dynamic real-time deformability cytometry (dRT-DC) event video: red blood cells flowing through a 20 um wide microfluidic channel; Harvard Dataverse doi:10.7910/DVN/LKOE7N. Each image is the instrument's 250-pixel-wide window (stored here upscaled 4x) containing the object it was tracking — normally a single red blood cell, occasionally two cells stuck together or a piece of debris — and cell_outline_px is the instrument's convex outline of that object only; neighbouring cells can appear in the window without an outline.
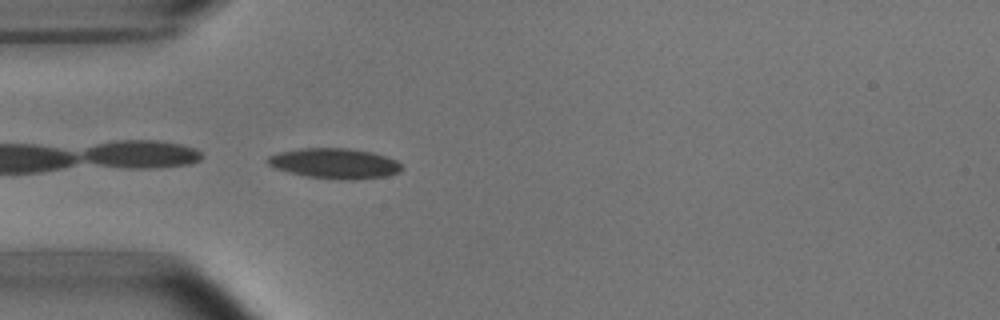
{"species": "common noctule bat (a hibernating species)", "species_latin": "Nyctalus noctula", "temperature_condition": "room temperature", "stored_images_in_passage": 5, "camera_frame_rate_fps": 3000, "um_per_image_px": 0.085, "animal": {"sex": "male", "body_mass_g": 15.6}, "frame": {"image": 1, "passage_image": 5, "time_ms": 4.667, "image_size_px": [1000, 320], "cell_outline_px": [[404, 168], [400, 172], [388, 176], [352, 180], [344, 180], [308, 176], [288, 172], [276, 168], [268, 164], [268, 156], [280, 152], [300, 148], [348, 148], [372, 152], [396, 160]], "centroid_in_image_um": [28.49, 13.89], "position_along_channel_um": 56.5, "area_um2": 23.58}}